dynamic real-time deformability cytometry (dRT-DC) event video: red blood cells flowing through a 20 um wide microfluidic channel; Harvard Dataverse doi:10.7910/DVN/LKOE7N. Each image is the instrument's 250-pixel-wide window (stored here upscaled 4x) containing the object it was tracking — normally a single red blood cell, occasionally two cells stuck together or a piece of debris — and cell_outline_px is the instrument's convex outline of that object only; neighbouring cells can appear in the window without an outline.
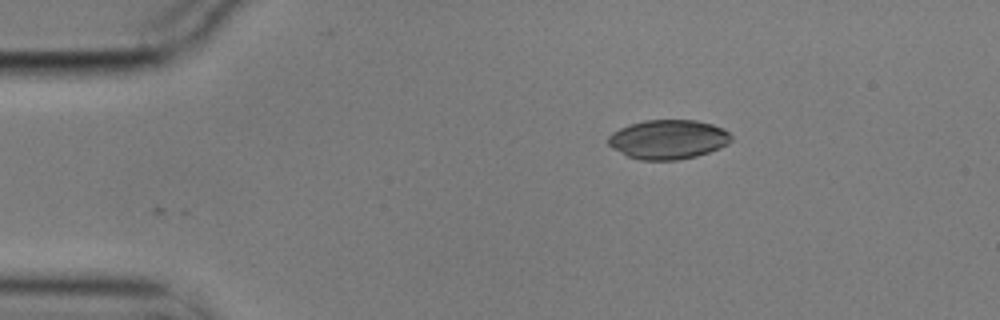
{"species": "common noctule bat (a hibernating species)", "species_latin": "Nyctalus noctula", "temperature_condition": "cold", "stored_images_in_passage": 2, "camera_frame_rate_fps": 3000, "um_per_image_px": 0.085, "animal": {"sex": "male", "body_mass_g": 17.9}, "frame": {"image": 1, "passage_image": 2, "time_ms": 0.333, "image_size_px": [1000, 320], "cell_outline_px": [[732, 140], [728, 144], [720, 148], [696, 156], [676, 160], [640, 160], [628, 156], [612, 148], [608, 144], [608, 136], [612, 132], [628, 124], [644, 120], [696, 120], [712, 124], [728, 132], [732, 136]], "centroid_in_image_um": [56.78, 11.85], "position_along_channel_um": 28.2, "area_um2": 28.21}}